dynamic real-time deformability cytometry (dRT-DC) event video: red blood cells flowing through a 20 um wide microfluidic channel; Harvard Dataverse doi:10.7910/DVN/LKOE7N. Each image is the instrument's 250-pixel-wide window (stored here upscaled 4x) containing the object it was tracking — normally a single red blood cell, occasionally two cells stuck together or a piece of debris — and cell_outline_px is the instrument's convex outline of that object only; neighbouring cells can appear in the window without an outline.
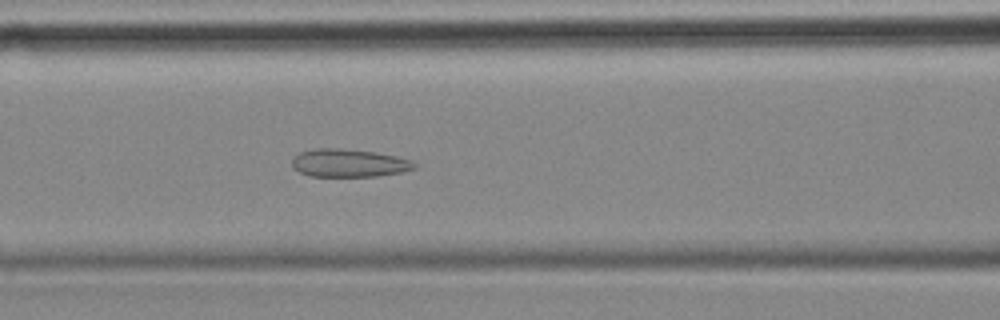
{"species": "common noctule bat (a hibernating species)", "species_latin": "Nyctalus noctula", "temperature_condition": "cold", "stored_images_in_passage": 56, "camera_frame_rate_fps": 3000, "um_per_image_px": 0.085, "animal": {"sex": "female", "body_mass_g": 18.4}, "frame": {"image": 1, "passage_image": 23, "time_ms": 7.333, "image_size_px": [1000, 320], "cell_outline_px": [[416, 168], [400, 172], [376, 176], [308, 176], [292, 168], [292, 160], [300, 152], [312, 148], [340, 148], [376, 152], [396, 156], [412, 160], [416, 164]], "centroid_in_image_um": [29.64, 13.85], "position_along_channel_um": 137.0, "area_um2": 20.0}}
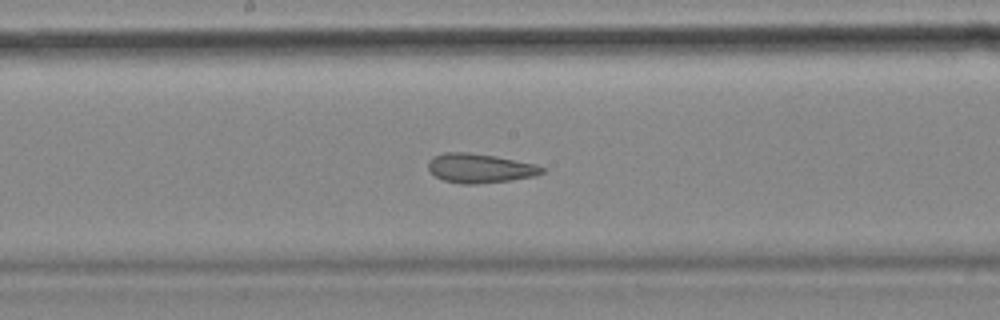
{"frame": {"image": 2, "passage_image": 29, "time_ms": 9.333, "image_size_px": [1000, 320], "cell_outline_px": [[548, 168], [544, 172], [536, 176], [512, 180], [476, 184], [460, 184], [444, 180], [436, 176], [428, 168], [428, 160], [432, 156], [444, 152], [468, 152], [496, 156], [536, 164]], "centroid_in_image_um": [40.82, 14.29], "position_along_channel_um": 207.4, "area_um2": 19.65}}
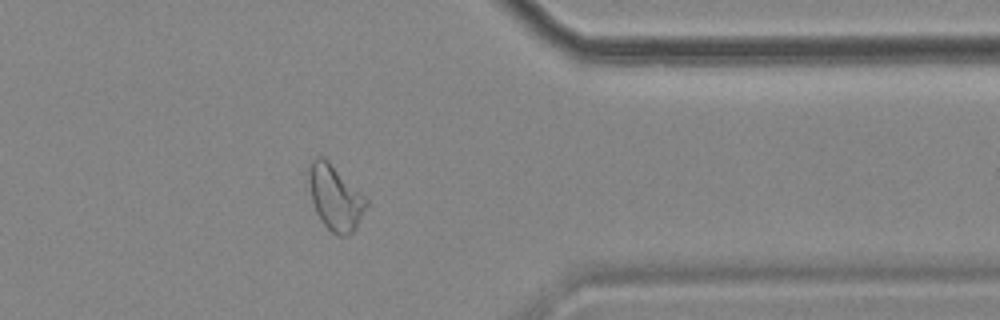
{"frame": {"image": 3, "passage_image": 45, "time_ms": 14.667, "image_size_px": [1000, 320], "cell_outline_px": [[368, 208], [356, 228], [348, 236], [340, 236], [332, 232], [320, 220], [316, 212], [312, 200], [308, 180], [308, 168], [312, 160], [316, 156], [324, 156], [368, 200]], "centroid_in_image_um": [28.5, 16.8], "position_along_channel_um": 382.9, "area_um2": 21.85}, "authors_computed_cell_mechanics": {"area_um2": 23.3801, "velocity_mm_per_s": 3.5368, "shape_relaxation_time_tau1_ms": null, "shape_relaxation_time_tau2_ms": 2.0966, "deformation_change_tau1": null, "deformation_change_tau2": 0.0976}}